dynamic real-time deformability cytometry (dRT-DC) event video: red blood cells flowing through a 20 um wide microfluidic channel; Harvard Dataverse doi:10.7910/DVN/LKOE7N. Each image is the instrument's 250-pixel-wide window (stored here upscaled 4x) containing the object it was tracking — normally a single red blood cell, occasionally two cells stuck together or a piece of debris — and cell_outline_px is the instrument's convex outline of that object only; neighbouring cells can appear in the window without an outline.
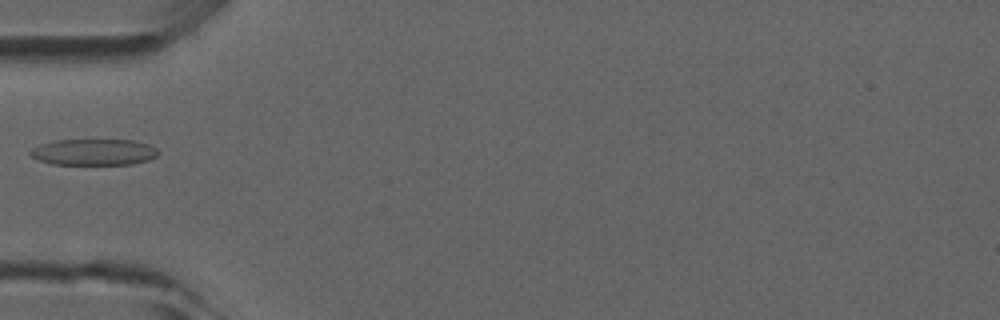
{"species": "common noctule bat (a hibernating species)", "species_latin": "Nyctalus noctula", "temperature_condition": "room temperature", "stored_images_in_passage": 6, "camera_frame_rate_fps": 3000, "um_per_image_px": 0.085, "animal": {"sex": "male", "forearm_length_mm": 52.5}, "frame": {"image": 1, "passage_image": 5, "time_ms": 4.667, "image_size_px": [1000, 320], "cell_outline_px": [[160, 152], [156, 156], [148, 160], [132, 164], [52, 164], [40, 160], [32, 156], [28, 152], [32, 148], [40, 144], [56, 140], [132, 140], [148, 144], [156, 148]], "centroid_in_image_um": [7.98, 12.92], "position_along_channel_um": 77.0, "area_um2": 19.48}}
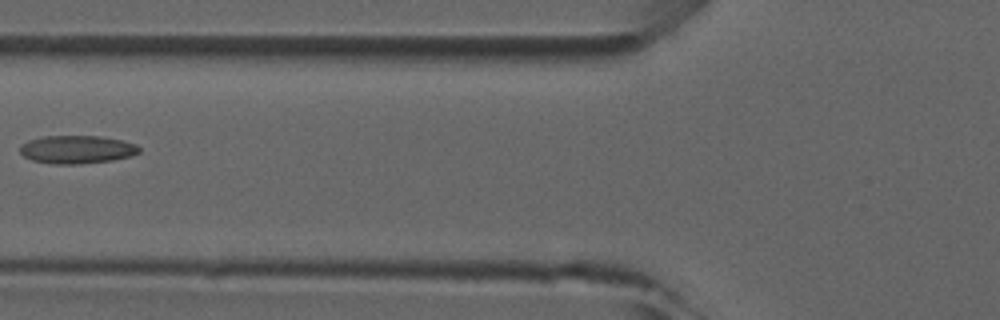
{"frame": {"image": 2, "passage_image": 6, "time_ms": 5.667, "image_size_px": [1000, 320], "cell_outline_px": [[140, 152], [128, 156], [112, 160], [76, 164], [56, 164], [32, 160], [24, 156], [20, 152], [20, 148], [28, 140], [44, 136], [100, 136], [120, 140], [136, 144], [140, 148]], "centroid_in_image_um": [6.53, 12.7], "position_along_channel_um": 119.3, "area_um2": 19.25}}